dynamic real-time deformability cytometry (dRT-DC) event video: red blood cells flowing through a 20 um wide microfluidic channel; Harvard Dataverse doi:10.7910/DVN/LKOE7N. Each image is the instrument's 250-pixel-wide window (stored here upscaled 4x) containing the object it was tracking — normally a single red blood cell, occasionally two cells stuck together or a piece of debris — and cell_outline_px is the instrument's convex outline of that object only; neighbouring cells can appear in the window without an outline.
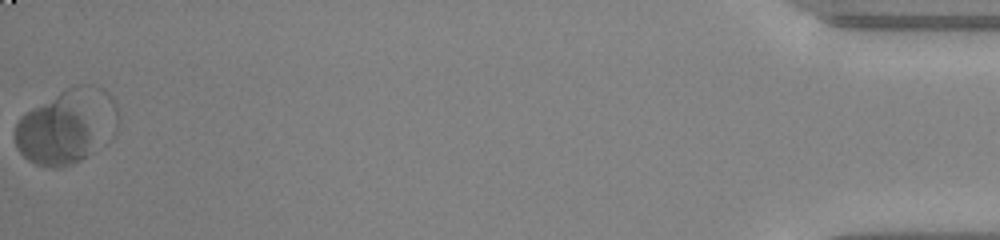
{"species": "common noctule bat (a hibernating species)", "species_latin": "Nyctalus noctula", "temperature_condition": "warm", "stored_images_in_passage": 34, "camera_frame_rate_fps": 3000, "um_per_image_px": 0.085, "animal": {"sex": "male", "body_mass_g": 20.0, "forearm_length_mm": 53.3}, "frame": {"image": 1, "passage_image": 34, "time_ms": 11.0, "image_size_px": [1000, 240], "cell_outline_px": [[88, 156], [72, 164], [60, 168], [52, 168], [36, 164], [28, 160], [20, 152], [16, 144], [16, 124], [28, 112], [60, 92], [68, 88], [72, 88], [88, 128]], "centroid_in_image_um": [4.6, 11.25], "position_along_channel_um": 430.6, "area_um2": 30.4}}